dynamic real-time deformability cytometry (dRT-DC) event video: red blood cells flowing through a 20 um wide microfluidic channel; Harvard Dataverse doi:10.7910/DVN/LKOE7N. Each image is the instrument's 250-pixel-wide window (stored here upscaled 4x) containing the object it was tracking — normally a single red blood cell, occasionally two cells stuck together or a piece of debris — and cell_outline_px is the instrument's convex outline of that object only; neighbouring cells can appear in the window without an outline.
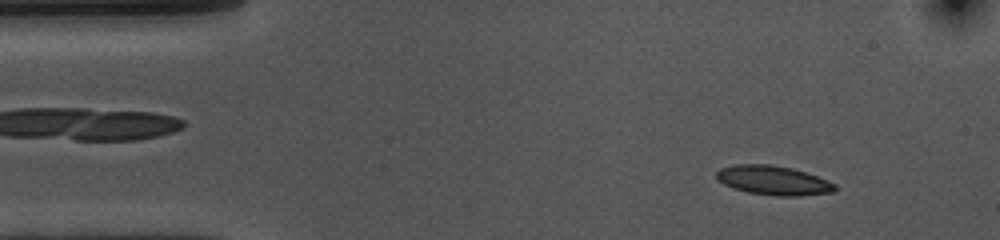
{"species": "common noctule bat (a hibernating species)", "species_latin": "Nyctalus noctula", "temperature_condition": "cold", "stored_images_in_passage": 53, "camera_frame_rate_fps": 3000, "um_per_image_px": 0.085, "animal": {"sex": "female", "body_mass_g": 10.0, "forearm_length_mm": 53.1}, "frame": {"image": 1, "passage_image": 5, "time_ms": 1.333, "image_size_px": [1000, 240], "cell_outline_px": [[836, 192], [800, 196], [776, 196], [748, 192], [732, 188], [716, 180], [716, 172], [720, 168], [736, 164], [768, 164], [792, 168], [828, 180], [836, 184]], "centroid_in_image_um": [65.73, 15.34], "position_along_channel_um": 19.3, "area_um2": 20.35}}
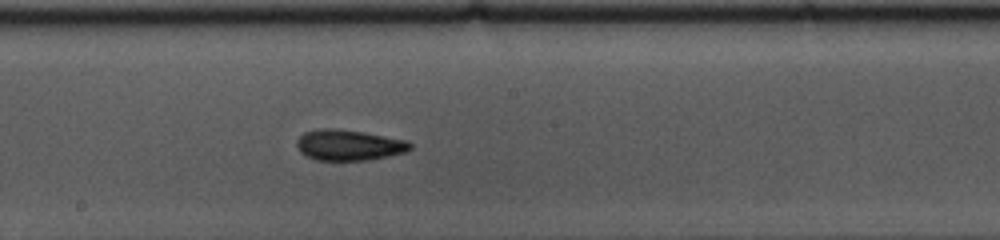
{"frame": {"image": 2, "passage_image": 27, "time_ms": 8.667, "image_size_px": [1000, 240], "cell_outline_px": [[412, 148], [404, 152], [388, 156], [368, 160], [316, 160], [304, 156], [300, 152], [296, 144], [296, 140], [304, 132], [320, 128], [332, 128], [364, 132], [408, 140], [412, 144]], "centroid_in_image_um": [29.63, 12.33], "position_along_channel_um": 218.6, "area_um2": 20.46}}
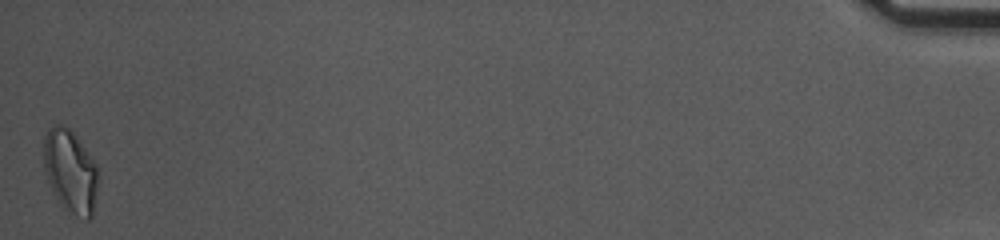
{"frame": {"image": 3, "passage_image": 53, "time_ms": 17.333, "image_size_px": [1000, 240], "cell_outline_px": [[100, 180], [92, 216], [88, 220], [76, 216], [64, 208], [60, 204], [52, 192], [48, 184], [44, 168], [44, 136], [48, 128], [52, 124], [64, 124], [72, 132], [96, 164]], "centroid_in_image_um": [5.98, 14.58], "position_along_channel_um": 429.2, "area_um2": 26.7}, "authors_computed_cell_mechanics": {"area_um2": 20.0566, "velocity_mm_per_s": 3.6193, "shape_relaxation_time_tau1_ms": 4.7952, "shape_relaxation_time_tau2_ms": 2.8845, "deformation_change_tau1": 0.1424, "deformation_change_tau2": 0.0968}}